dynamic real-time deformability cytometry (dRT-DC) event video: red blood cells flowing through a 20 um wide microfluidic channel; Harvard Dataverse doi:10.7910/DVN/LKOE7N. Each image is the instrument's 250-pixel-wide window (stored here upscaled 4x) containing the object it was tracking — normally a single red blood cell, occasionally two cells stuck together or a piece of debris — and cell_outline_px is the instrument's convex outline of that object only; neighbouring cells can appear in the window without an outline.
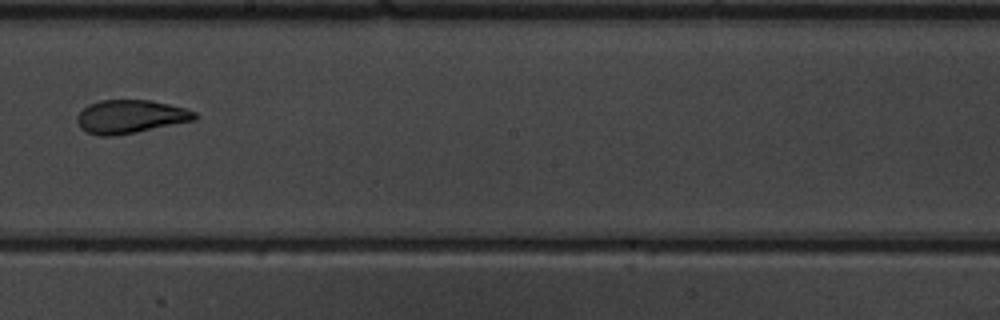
{"species": "common noctule bat (a hibernating species)", "species_latin": "Nyctalus noctula", "temperature_condition": "warm", "stored_images_in_passage": 10, "camera_frame_rate_fps": 3000, "um_per_image_px": 0.085, "animal": {"sex": "male", "body_mass_g": 19.5, "forearm_length_mm": 54.6}, "frame": {"image": 1, "passage_image": 9, "time_ms": 10.333, "image_size_px": [1000, 320], "cell_outline_px": [[196, 120], [136, 132], [112, 136], [100, 136], [88, 132], [80, 128], [76, 120], [76, 116], [88, 104], [100, 100], [148, 100], [168, 104], [184, 108], [196, 112]], "centroid_in_image_um": [11.06, 9.91], "position_along_channel_um": 237.1, "area_um2": 22.77}}
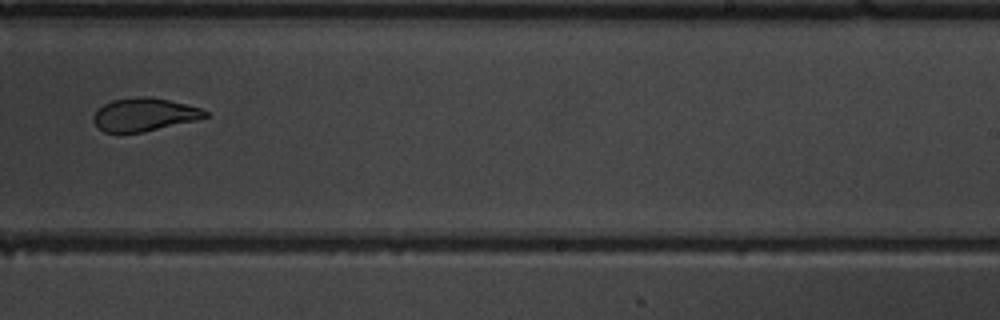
{"frame": {"image": 2, "passage_image": 10, "time_ms": 11.333, "image_size_px": [1000, 320], "cell_outline_px": [[208, 116], [196, 120], [140, 132], [104, 132], [96, 128], [92, 120], [92, 116], [96, 108], [112, 100], [140, 96], [144, 96], [168, 100], [200, 108], [208, 112]], "centroid_in_image_um": [12.18, 9.74], "position_along_channel_um": 276.8, "area_um2": 21.39}}